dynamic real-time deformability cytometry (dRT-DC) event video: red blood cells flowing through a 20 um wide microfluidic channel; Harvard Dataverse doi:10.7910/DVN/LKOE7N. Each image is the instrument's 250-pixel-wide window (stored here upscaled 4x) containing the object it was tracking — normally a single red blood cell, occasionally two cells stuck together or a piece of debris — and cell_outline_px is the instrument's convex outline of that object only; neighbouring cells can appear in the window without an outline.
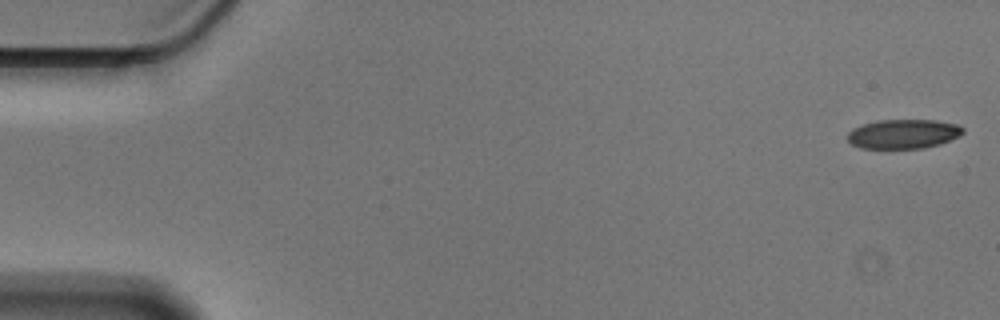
{"species": "Egyptian fruit bat (a non-hibernating species)", "species_latin": "Rousettus aegyptiacus", "temperature_condition": "cold", "stored_images_in_passage": 56, "camera_frame_rate_fps": 3000, "um_per_image_px": 0.085, "animal": {"sex": "male"}, "frame": {"image": 1, "passage_image": 1, "time_ms": 0.0, "image_size_px": [1000, 320], "cell_outline_px": [[964, 132], [940, 144], [924, 148], [860, 148], [852, 144], [848, 140], [848, 132], [852, 128], [876, 120], [936, 120], [956, 124], [964, 128]], "centroid_in_image_um": [76.76, 11.38], "position_along_channel_um": 8.2, "area_um2": 19.59}}
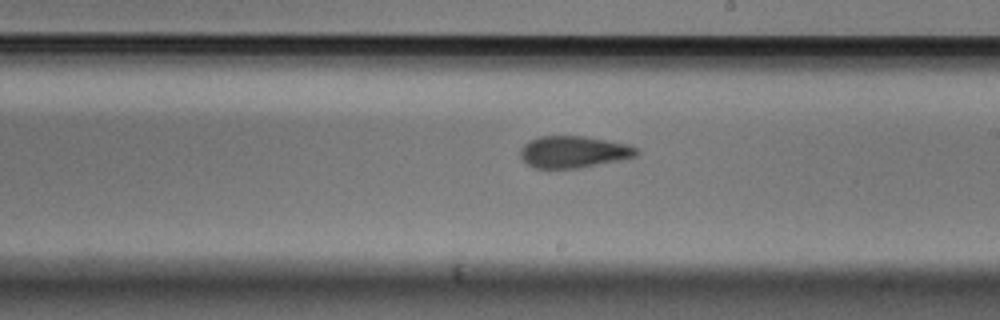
{"frame": {"image": 2, "passage_image": 32, "time_ms": 10.333, "image_size_px": [1000, 320], "cell_outline_px": [[640, 152], [636, 156], [620, 160], [580, 168], [532, 168], [520, 156], [520, 148], [528, 140], [540, 136], [584, 136], [628, 144], [636, 148]], "centroid_in_image_um": [48.74, 12.91], "position_along_channel_um": 240.3, "area_um2": 21.62}}
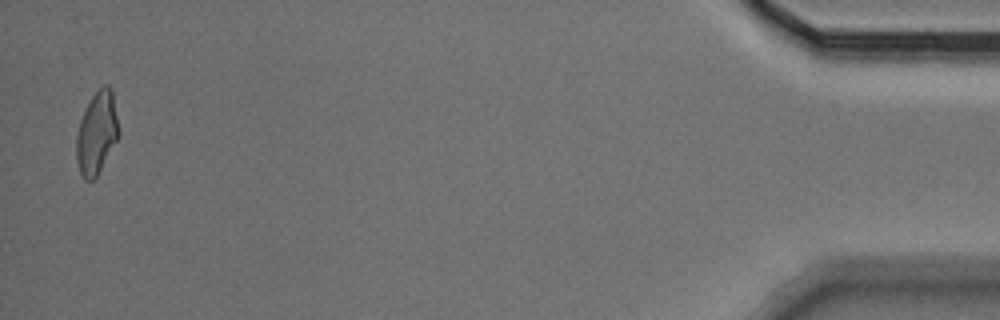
{"frame": {"image": 3, "passage_image": 55, "time_ms": 18.0, "image_size_px": [1000, 320], "cell_outline_px": [[120, 136], [96, 176], [92, 180], [84, 180], [80, 172], [76, 160], [76, 136], [80, 120], [92, 96], [104, 84], [108, 84], [112, 88], [120, 132]], "centroid_in_image_um": [8.24, 11.29], "position_along_channel_um": 427.0, "area_um2": 20.35}, "authors_computed_cell_mechanics": {"area_um2": 21.3571, "velocity_mm_per_s": 3.5698, "shape_relaxation_time_tau1_ms": 7.7468, "shape_relaxation_time_tau2_ms": 2.7195, "deformation_change_tau1": 0.1626, "deformation_change_tau2": 0.0862}}